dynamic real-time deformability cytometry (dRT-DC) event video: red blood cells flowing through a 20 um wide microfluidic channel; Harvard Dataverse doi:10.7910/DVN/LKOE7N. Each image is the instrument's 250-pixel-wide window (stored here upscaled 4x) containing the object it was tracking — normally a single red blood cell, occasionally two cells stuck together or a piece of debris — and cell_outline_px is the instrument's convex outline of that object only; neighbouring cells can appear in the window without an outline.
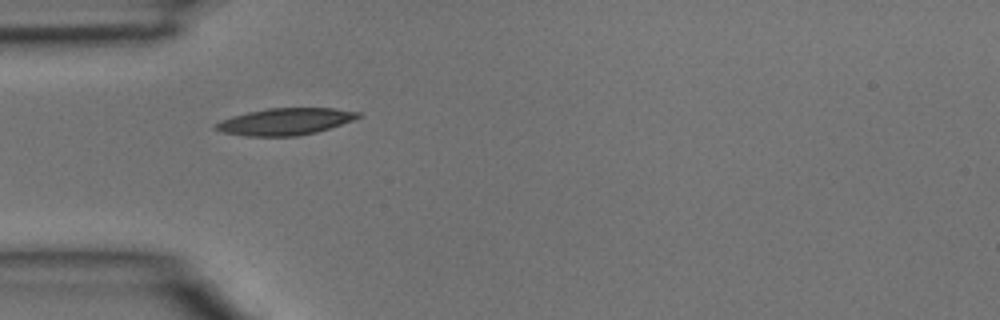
{"species": "common noctule bat (a hibernating species)", "species_latin": "Nyctalus noctula", "temperature_condition": "room temperature", "stored_images_in_passage": 1, "camera_frame_rate_fps": 3000, "um_per_image_px": 0.085, "animal": {"sex": "male", "body_mass_g": 15.6}, "frame": {"image": 1, "passage_image": 1, "time_ms": 0.0, "image_size_px": [1000, 320], "cell_outline_px": [[364, 116], [316, 132], [296, 136], [244, 136], [224, 132], [212, 128], [212, 124], [232, 116], [248, 112], [268, 108], [336, 108], [360, 112]], "centroid_in_image_um": [24.23, 10.33], "position_along_channel_um": 60.8, "area_um2": 22.25}}